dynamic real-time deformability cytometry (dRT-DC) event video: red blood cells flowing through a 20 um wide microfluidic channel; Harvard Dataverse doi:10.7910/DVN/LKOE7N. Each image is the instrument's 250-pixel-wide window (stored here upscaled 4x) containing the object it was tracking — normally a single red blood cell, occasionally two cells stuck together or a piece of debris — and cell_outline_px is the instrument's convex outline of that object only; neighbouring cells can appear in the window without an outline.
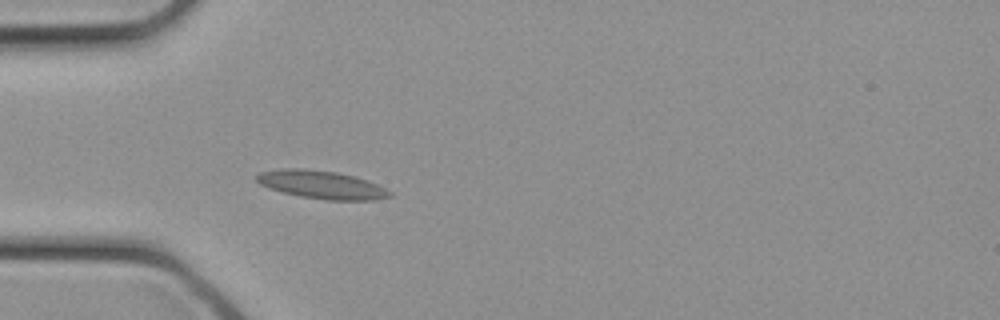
{"species": "common noctule bat (a hibernating species)", "species_latin": "Nyctalus noctula", "temperature_condition": "cold", "stored_images_in_passage": 16, "camera_frame_rate_fps": 3000, "um_per_image_px": 0.085, "animal": {"sex": "female", "body_mass_g": 21.9}, "frame": {"image": 1, "passage_image": 6, "time_ms": 1.667, "image_size_px": [1000, 320], "cell_outline_px": [[392, 196], [376, 200], [324, 200], [300, 196], [268, 188], [260, 184], [256, 180], [256, 176], [260, 172], [284, 168], [304, 168], [336, 172], [368, 180], [392, 192]], "centroid_in_image_um": [27.34, 15.7], "position_along_channel_um": 57.7, "area_um2": 21.73}}
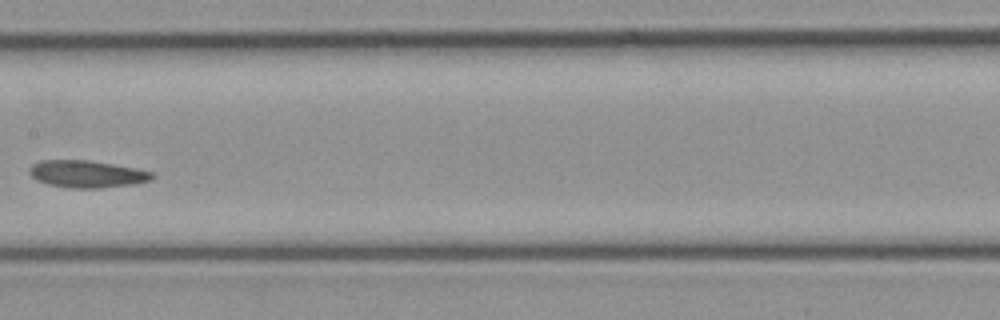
{"frame": {"image": 2, "passage_image": 13, "time_ms": 4.0, "image_size_px": [1000, 320], "cell_outline_px": [[156, 176], [152, 180], [132, 184], [100, 188], [72, 188], [48, 184], [36, 180], [28, 172], [28, 168], [32, 164], [40, 160], [88, 160], [112, 164], [152, 172]], "centroid_in_image_um": [7.35, 14.79], "position_along_channel_um": 200.1, "area_um2": 19.36}}
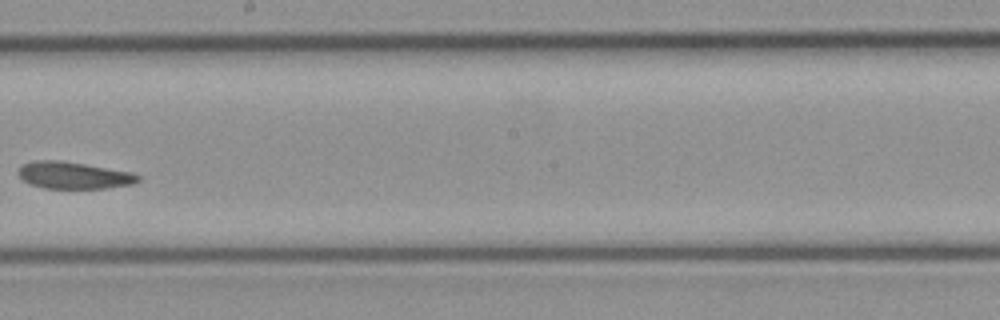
{"frame": {"image": 3, "passage_image": 15, "time_ms": 4.667, "image_size_px": [1000, 320], "cell_outline_px": [[140, 180], [132, 184], [104, 188], [44, 188], [32, 184], [24, 180], [16, 172], [16, 168], [20, 164], [32, 160], [60, 160], [132, 172], [140, 176]], "centroid_in_image_um": [6.21, 14.88], "position_along_channel_um": 242.0, "area_um2": 18.84}}